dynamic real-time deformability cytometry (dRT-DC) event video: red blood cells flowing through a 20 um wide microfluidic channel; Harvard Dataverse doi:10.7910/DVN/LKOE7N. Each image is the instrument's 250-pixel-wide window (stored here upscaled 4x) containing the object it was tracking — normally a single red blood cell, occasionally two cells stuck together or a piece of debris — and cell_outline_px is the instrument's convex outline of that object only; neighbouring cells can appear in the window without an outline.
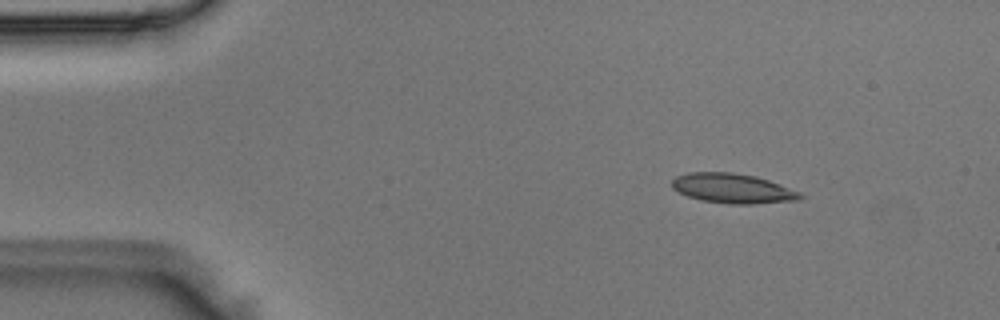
{"species": "Egyptian fruit bat (a non-hibernating species)", "species_latin": "Rousettus aegyptiacus", "temperature_condition": "room temperature", "stored_images_in_passage": 4, "camera_frame_rate_fps": 3000, "um_per_image_px": 0.085, "animal": {"sex": "male"}, "frame": {"image": 1, "passage_image": 2, "time_ms": 0.333, "image_size_px": [1000, 320], "cell_outline_px": [[804, 196], [800, 200], [752, 204], [728, 204], [700, 200], [688, 196], [672, 188], [672, 180], [676, 176], [688, 172], [732, 172], [756, 176], [768, 180], [800, 192]], "centroid_in_image_um": [62.28, 16.01], "position_along_channel_um": 22.7, "area_um2": 22.25}}